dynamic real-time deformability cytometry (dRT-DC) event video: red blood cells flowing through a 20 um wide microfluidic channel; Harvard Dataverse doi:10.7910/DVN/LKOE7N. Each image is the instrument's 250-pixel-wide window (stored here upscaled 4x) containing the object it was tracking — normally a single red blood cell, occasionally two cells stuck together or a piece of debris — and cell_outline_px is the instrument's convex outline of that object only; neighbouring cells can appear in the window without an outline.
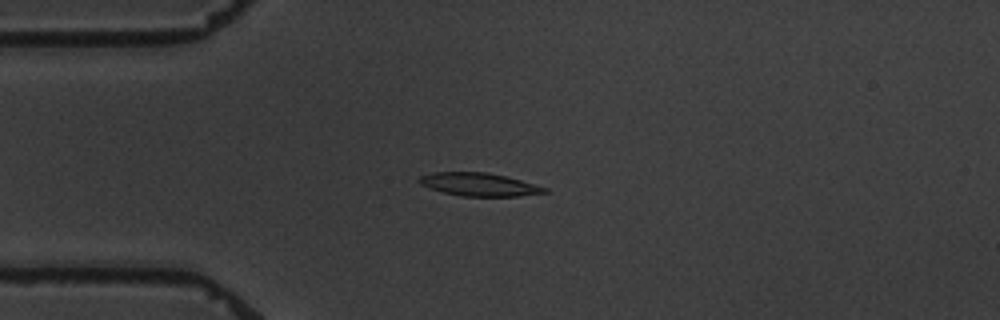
{"species": "common noctule bat (a hibernating species)", "species_latin": "Nyctalus noctula", "temperature_condition": "warm", "stored_images_in_passage": 7, "camera_frame_rate_fps": 3000, "um_per_image_px": 0.085, "animal": {"sex": "male", "body_mass_g": 19.5, "forearm_length_mm": 54.6}, "frame": {"image": 1, "passage_image": 3, "time_ms": 2.333, "image_size_px": [1000, 320], "cell_outline_px": [[548, 192], [520, 196], [460, 196], [444, 192], [420, 184], [416, 180], [420, 176], [432, 172], [488, 172], [508, 176], [548, 188]], "centroid_in_image_um": [40.74, 15.67], "position_along_channel_um": 44.3, "area_um2": 16.94}}
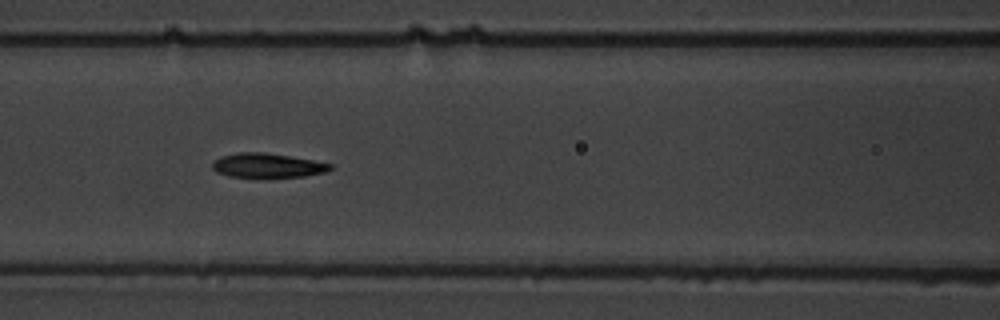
{"frame": {"image": 2, "passage_image": 6, "time_ms": 5.667, "image_size_px": [1000, 320], "cell_outline_px": [[332, 168], [324, 172], [304, 176], [228, 176], [216, 172], [212, 168], [212, 164], [220, 156], [236, 152], [264, 152], [312, 160], [332, 164]], "centroid_in_image_um": [22.69, 14.04], "position_along_channel_um": 143.9, "area_um2": 16.3}}
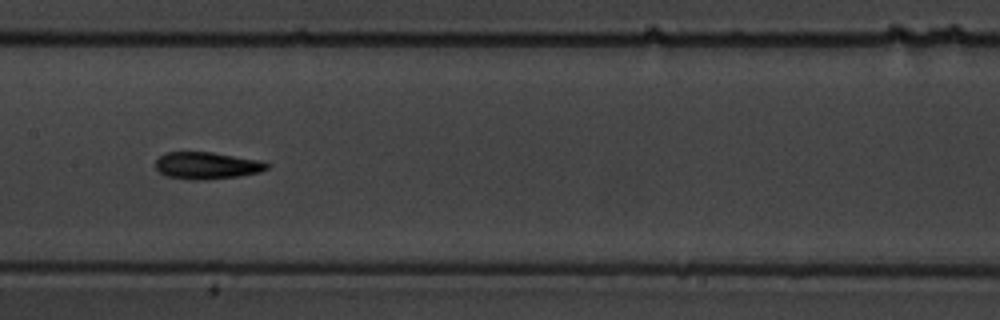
{"frame": {"image": 3, "passage_image": 7, "time_ms": 7.0, "image_size_px": [1000, 320], "cell_outline_px": [[272, 164], [268, 168], [260, 172], [240, 176], [204, 180], [192, 180], [164, 176], [156, 168], [156, 160], [160, 156], [168, 152], [212, 152], [264, 160]], "centroid_in_image_um": [17.65, 14.07], "position_along_channel_um": 189.8, "area_um2": 17.86}}